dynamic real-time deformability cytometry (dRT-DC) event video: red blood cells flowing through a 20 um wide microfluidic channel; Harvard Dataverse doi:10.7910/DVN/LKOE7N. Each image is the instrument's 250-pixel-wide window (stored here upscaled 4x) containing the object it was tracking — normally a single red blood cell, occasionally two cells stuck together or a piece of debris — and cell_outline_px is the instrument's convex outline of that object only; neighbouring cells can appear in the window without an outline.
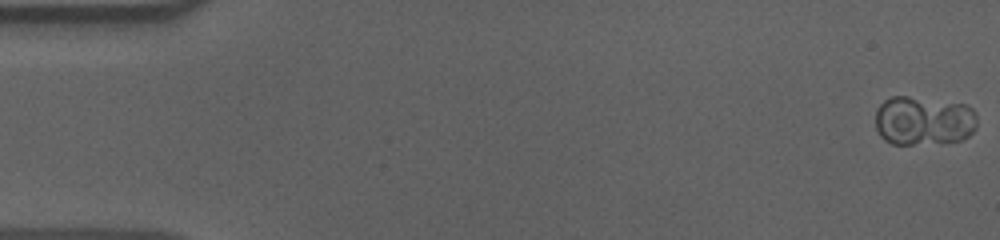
{"species": "human", "species_latin": "Homo sapiens", "temperature_condition": "cold", "stored_images_in_passage": 57, "camera_frame_rate_fps": 3000, "um_per_image_px": 0.085, "donor": {"sex": "male"}, "frame": {"image": 1, "passage_image": 1, "time_ms": 0.0, "image_size_px": [1000, 240], "cell_outline_px": [[976, 128], [968, 136], [960, 140], [912, 144], [892, 144], [884, 140], [880, 136], [876, 128], [876, 108], [884, 100], [892, 96], [908, 96], [964, 104], [972, 108], [976, 112]], "centroid_in_image_um": [78.48, 10.25], "position_along_channel_um": 6.5, "area_um2": 29.13}}
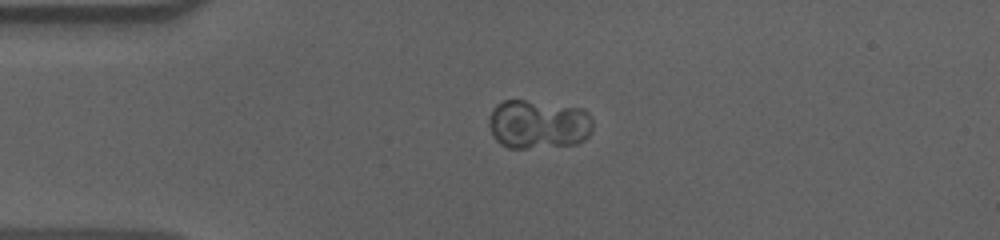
{"frame": {"image": 2, "passage_image": 14, "time_ms": 4.333, "image_size_px": [1000, 240], "cell_outline_px": [[592, 132], [584, 140], [576, 144], [524, 148], [508, 148], [500, 144], [492, 136], [488, 124], [488, 120], [492, 108], [496, 104], [504, 100], [524, 100], [584, 108], [588, 112], [592, 120]], "centroid_in_image_um": [45.74, 10.56], "position_along_channel_um": 39.3, "area_um2": 30.0}}
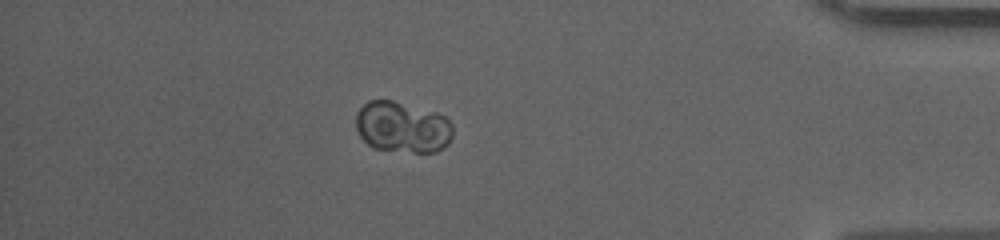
{"frame": {"image": 3, "passage_image": 50, "time_ms": 16.333, "image_size_px": [1000, 240], "cell_outline_px": [[452, 136], [448, 144], [444, 148], [436, 152], [412, 152], [372, 148], [360, 136], [356, 128], [356, 112], [368, 100], [392, 100], [436, 112], [444, 116], [452, 124]], "centroid_in_image_um": [34.2, 10.8], "position_along_channel_um": 401.0, "area_um2": 29.02}, "authors_computed_cell_mechanics": {"area_um2": 29.9982, "velocity_mm_per_s": 3.5904, "shape_relaxation_time_tau1_ms": 2.801, "shape_relaxation_time_tau2_ms": null, "deformation_change_tau1": 0.0363, "deformation_change_tau2": null}}